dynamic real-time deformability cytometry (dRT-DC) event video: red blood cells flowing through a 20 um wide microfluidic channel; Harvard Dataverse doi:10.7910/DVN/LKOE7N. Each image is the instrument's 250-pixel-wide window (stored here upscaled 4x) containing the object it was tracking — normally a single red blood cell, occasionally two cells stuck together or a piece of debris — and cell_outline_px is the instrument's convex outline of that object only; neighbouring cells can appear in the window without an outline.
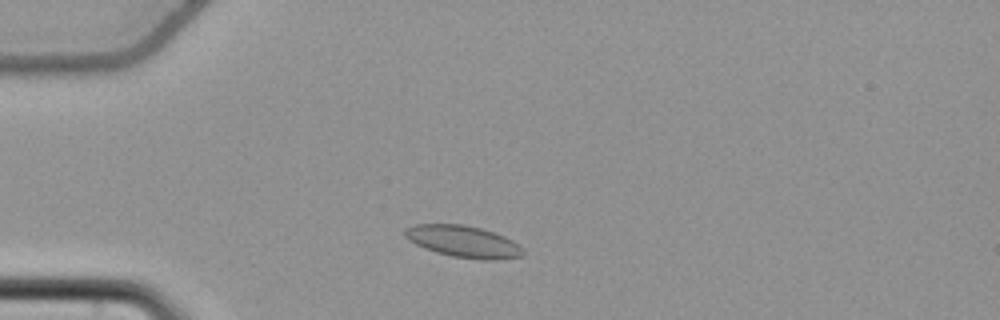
{"species": "common noctule bat (a hibernating species)", "species_latin": "Nyctalus noctula", "temperature_condition": "cold", "stored_images_in_passage": 47, "camera_frame_rate_fps": 3000, "um_per_image_px": 0.085, "animal": {"sex": "female", "body_mass_g": 22.7, "forearm_length_mm": 54.2}, "frame": {"image": 1, "passage_image": 6, "time_ms": 1.667, "image_size_px": [1000, 320], "cell_outline_px": [[524, 252], [520, 256], [496, 260], [484, 260], [452, 256], [436, 252], [424, 248], [408, 240], [404, 236], [404, 228], [416, 224], [464, 224], [480, 228], [504, 236], [512, 240], [524, 248]], "centroid_in_image_um": [39.36, 20.52], "position_along_channel_um": 45.6, "area_um2": 21.85}}
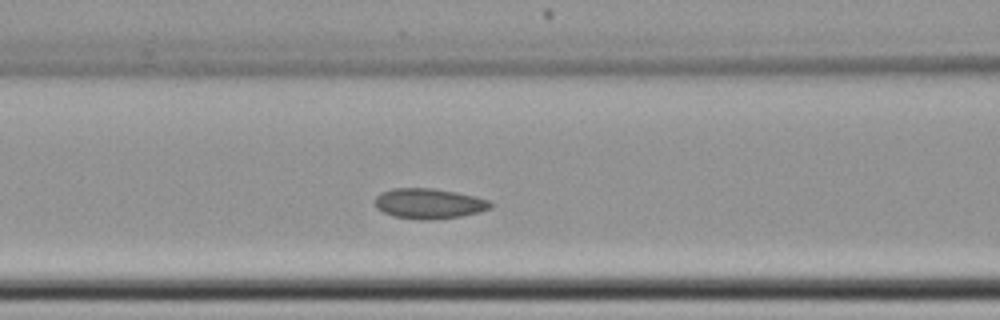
{"frame": {"image": 2, "passage_image": 15, "time_ms": 4.667, "image_size_px": [1000, 320], "cell_outline_px": [[492, 208], [480, 212], [460, 216], [428, 220], [424, 220], [392, 216], [376, 208], [376, 196], [380, 192], [392, 188], [432, 188], [456, 192], [476, 196], [488, 200], [492, 204]], "centroid_in_image_um": [36.46, 17.29], "position_along_channel_um": 130.1, "area_um2": 20.4}}
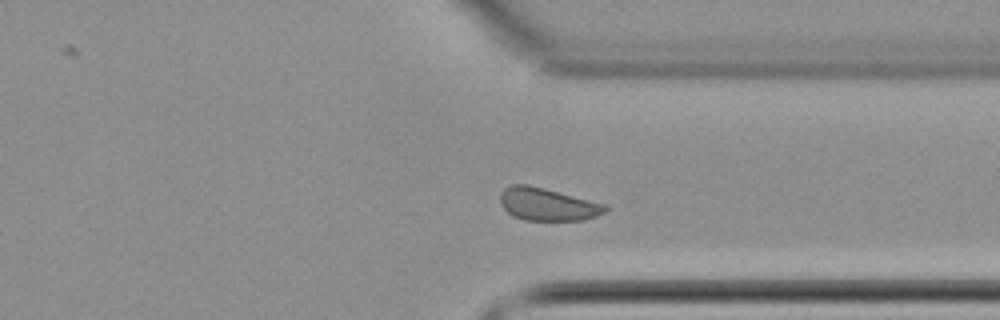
{"frame": {"image": 3, "passage_image": 34, "time_ms": 11.0, "image_size_px": [1000, 320], "cell_outline_px": [[608, 208], [604, 212], [596, 216], [584, 220], [524, 220], [512, 216], [504, 208], [500, 200], [500, 192], [504, 188], [512, 184], [528, 184], [608, 204]], "centroid_in_image_um": [46.55, 17.36], "position_along_channel_um": 364.9, "area_um2": 20.11}, "authors_computed_cell_mechanics": {"area_um2": 20.3456, "velocity_mm_per_s": 3.6916, "shape_relaxation_time_tau1_ms": 4.4027, "shape_relaxation_time_tau2_ms": 2.0799, "deformation_change_tau1": 0.0545, "deformation_change_tau2": 0.0464}}